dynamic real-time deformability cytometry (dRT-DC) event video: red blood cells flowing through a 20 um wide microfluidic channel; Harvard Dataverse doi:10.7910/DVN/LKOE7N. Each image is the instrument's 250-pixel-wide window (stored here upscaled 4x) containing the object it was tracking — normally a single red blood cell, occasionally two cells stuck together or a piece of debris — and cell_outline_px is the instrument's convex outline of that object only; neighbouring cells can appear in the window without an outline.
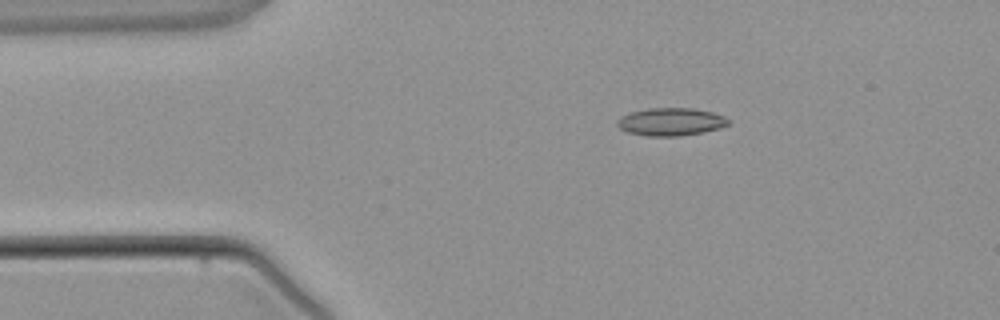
{"species": "common noctule bat (a hibernating species)", "species_latin": "Nyctalus noctula", "temperature_condition": "warm", "stored_images_in_passage": 2, "camera_frame_rate_fps": 3000, "um_per_image_px": 0.085, "animal": {"sex": "male", "body_mass_g": 21.5, "forearm_length_mm": 52.0}, "frame": {"image": 1, "passage_image": 1, "time_ms": 0.0, "image_size_px": [1000, 320], "cell_outline_px": [[728, 124], [720, 128], [704, 132], [680, 136], [648, 136], [628, 132], [620, 128], [616, 124], [616, 120], [620, 116], [632, 112], [648, 108], [692, 108], [712, 112], [724, 116], [728, 120]], "centroid_in_image_um": [57.0, 10.35], "position_along_channel_um": 28.0, "area_um2": 17.98}}